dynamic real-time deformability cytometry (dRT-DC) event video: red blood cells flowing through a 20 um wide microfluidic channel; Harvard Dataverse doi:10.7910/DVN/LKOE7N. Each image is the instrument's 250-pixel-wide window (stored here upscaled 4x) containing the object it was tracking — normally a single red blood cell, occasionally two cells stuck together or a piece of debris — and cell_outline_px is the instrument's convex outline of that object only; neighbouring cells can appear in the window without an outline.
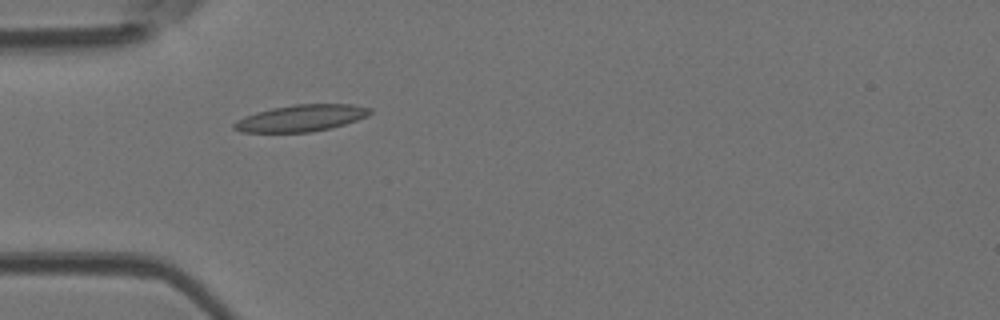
{"species": "Egyptian fruit bat (a non-hibernating species)", "species_latin": "Rousettus aegyptiacus", "temperature_condition": "room temperature", "stored_images_in_passage": 13, "camera_frame_rate_fps": 3000, "um_per_image_px": 0.085, "animal": {"sex": "female"}, "frame": {"image": 1, "passage_image": 1, "time_ms": 0.0, "image_size_px": [1000, 320], "cell_outline_px": [[372, 112], [368, 116], [332, 128], [312, 132], [240, 132], [232, 128], [232, 124], [236, 120], [244, 116], [256, 112], [272, 108], [296, 104], [352, 104], [372, 108]], "centroid_in_image_um": [25.59, 10.04], "position_along_channel_um": 59.4, "area_um2": 21.27}}
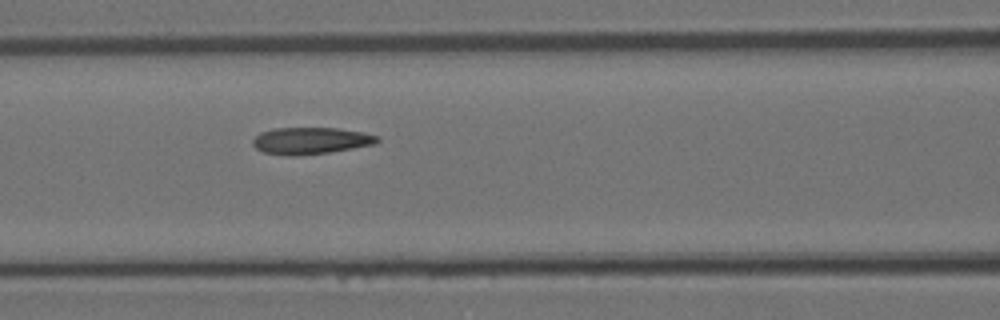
{"frame": {"image": 2, "passage_image": 7, "time_ms": 2.0, "image_size_px": [1000, 320], "cell_outline_px": [[380, 140], [376, 144], [328, 152], [296, 156], [288, 156], [264, 152], [256, 148], [252, 144], [252, 140], [260, 132], [272, 128], [336, 128], [364, 132], [380, 136]], "centroid_in_image_um": [26.42, 11.95], "position_along_channel_um": 140.2, "area_um2": 19.54}}
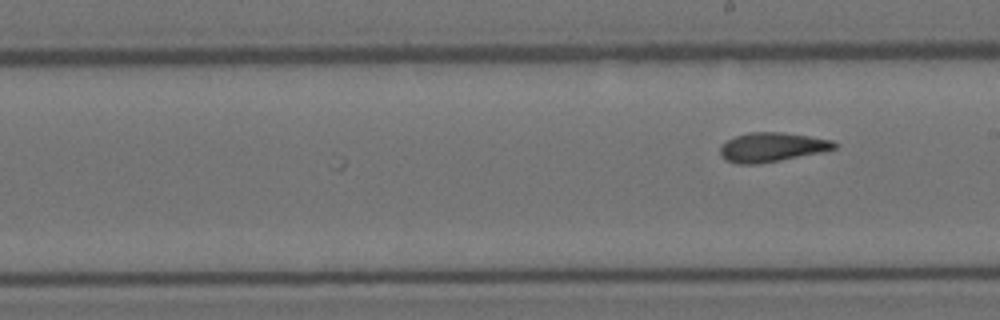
{"frame": {"image": 3, "passage_image": 13, "time_ms": 4.0, "image_size_px": [1000, 320], "cell_outline_px": [[840, 144], [836, 148], [820, 152], [780, 160], [756, 164], [736, 164], [724, 160], [720, 156], [720, 148], [728, 140], [736, 136], [748, 132], [784, 132], [832, 140]], "centroid_in_image_um": [65.6, 12.51], "position_along_channel_um": 223.4, "area_um2": 19.42}}